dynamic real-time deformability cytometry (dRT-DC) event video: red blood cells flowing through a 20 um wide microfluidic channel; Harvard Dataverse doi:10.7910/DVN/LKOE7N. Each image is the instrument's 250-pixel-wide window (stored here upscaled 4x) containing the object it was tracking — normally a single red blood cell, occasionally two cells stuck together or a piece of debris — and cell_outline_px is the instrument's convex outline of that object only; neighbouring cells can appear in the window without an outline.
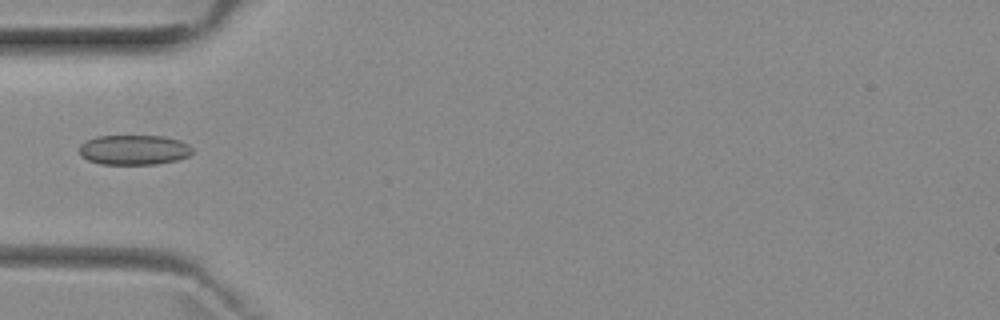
{"species": "common noctule bat (a hibernating species)", "species_latin": "Nyctalus noctula", "temperature_condition": "room temperature", "stored_images_in_passage": 5, "camera_frame_rate_fps": 3000, "um_per_image_px": 0.085, "animal": {"sex": "female", "body_mass_g": 29.2, "forearm_length_mm": 56.3}, "frame": {"image": 1, "passage_image": 4, "time_ms": 3.667, "image_size_px": [1000, 320], "cell_outline_px": [[192, 152], [188, 156], [176, 160], [156, 164], [100, 164], [88, 160], [80, 156], [80, 144], [96, 136], [164, 136], [180, 140], [188, 144], [192, 148]], "centroid_in_image_um": [11.38, 12.74], "position_along_channel_um": 73.6, "area_um2": 19.71}}
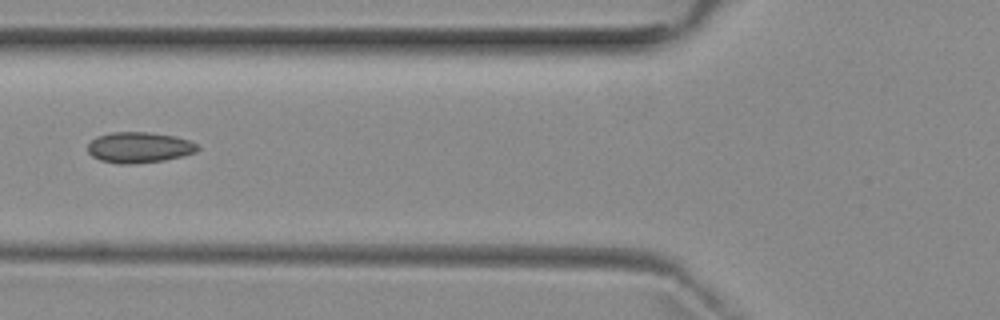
{"frame": {"image": 2, "passage_image": 5, "time_ms": 4.667, "image_size_px": [1000, 320], "cell_outline_px": [[200, 148], [196, 152], [164, 160], [124, 164], [120, 164], [100, 160], [92, 156], [88, 152], [88, 144], [96, 136], [112, 132], [148, 132], [176, 136], [188, 140], [196, 144]], "centroid_in_image_um": [11.81, 12.52], "position_along_channel_um": 114.0, "area_um2": 19.54}}